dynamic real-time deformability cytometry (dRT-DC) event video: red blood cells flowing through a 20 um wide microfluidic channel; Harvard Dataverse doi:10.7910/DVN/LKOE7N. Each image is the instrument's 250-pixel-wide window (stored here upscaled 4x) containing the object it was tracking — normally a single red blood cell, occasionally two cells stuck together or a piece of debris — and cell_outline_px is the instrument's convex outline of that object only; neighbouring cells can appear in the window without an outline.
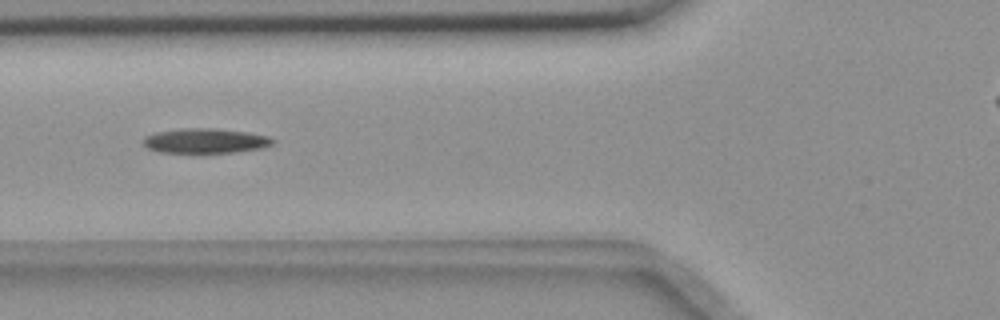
{"species": "common noctule bat (a hibernating species)", "species_latin": "Nyctalus noctula", "temperature_condition": "room temperature", "stored_images_in_passage": 47, "camera_frame_rate_fps": 3000, "um_per_image_px": 0.085, "animal": {"sex": "female", "body_mass_g": 18.4}, "frame": {"image": 1, "passage_image": 12, "time_ms": 3.667, "image_size_px": [1000, 320], "cell_outline_px": [[276, 140], [272, 144], [260, 148], [236, 152], [192, 156], [160, 152], [148, 148], [144, 144], [144, 136], [156, 132], [180, 128], [216, 128], [248, 132], [268, 136]], "centroid_in_image_um": [17.42, 12.01], "position_along_channel_um": 108.4, "area_um2": 19.71}}
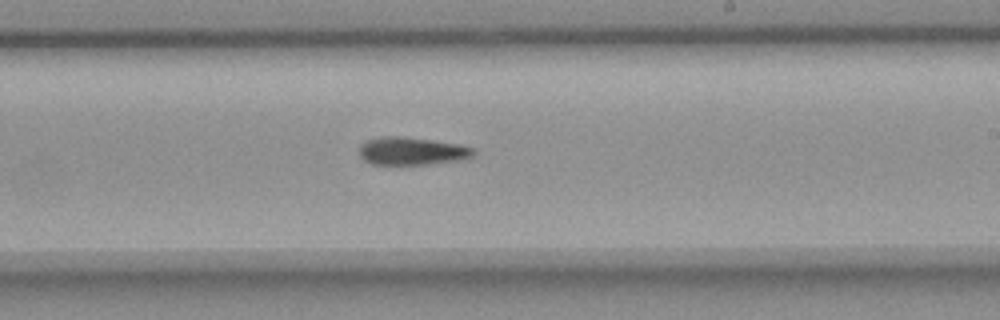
{"frame": {"image": 2, "passage_image": 24, "time_ms": 7.667, "image_size_px": [1000, 320], "cell_outline_px": [[476, 152], [472, 156], [464, 160], [428, 164], [372, 164], [364, 160], [360, 156], [360, 144], [368, 140], [384, 136], [400, 136], [432, 140], [460, 144], [476, 148]], "centroid_in_image_um": [35.06, 12.84], "position_along_channel_um": 253.9, "area_um2": 18.61}}
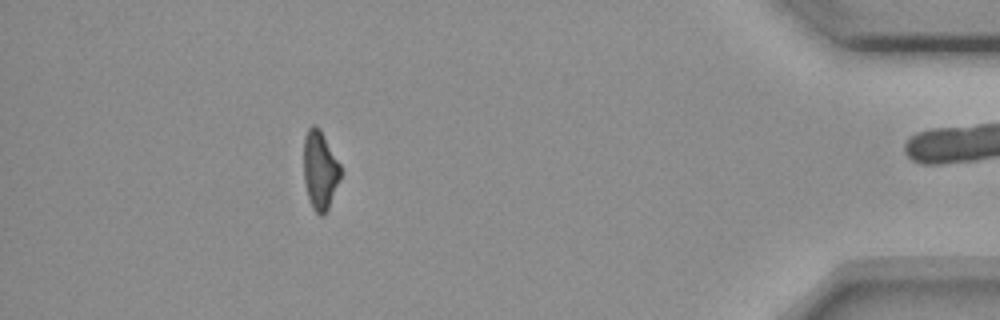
{"frame": {"image": 3, "passage_image": 41, "time_ms": 13.333, "image_size_px": [1000, 320], "cell_outline_px": [[340, 180], [328, 208], [320, 216], [312, 208], [308, 196], [304, 180], [304, 136], [308, 128], [312, 124], [316, 124], [320, 128], [340, 164]], "centroid_in_image_um": [27.19, 14.42], "position_along_channel_um": 408.0, "area_um2": 16.82}, "authors_computed_cell_mechanics": {"area_um2": 18.3226, "velocity_mm_per_s": 3.6482, "shape_relaxation_time_tau1_ms": 8.5612, "shape_relaxation_time_tau2_ms": null, "deformation_change_tau1": 0.1691, "deformation_change_tau2": null}}